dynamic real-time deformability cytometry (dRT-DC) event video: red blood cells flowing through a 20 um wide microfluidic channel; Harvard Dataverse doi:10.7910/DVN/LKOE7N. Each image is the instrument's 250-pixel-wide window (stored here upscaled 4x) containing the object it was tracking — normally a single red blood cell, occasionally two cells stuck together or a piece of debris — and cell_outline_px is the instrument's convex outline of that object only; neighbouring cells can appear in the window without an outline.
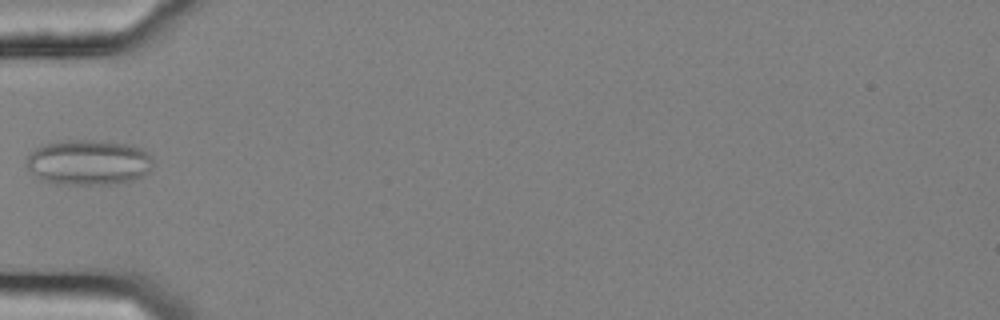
{"species": "common noctule bat (a hibernating species)", "species_latin": "Nyctalus noctula", "temperature_condition": "cold", "stored_images_in_passage": 7, "camera_frame_rate_fps": 3000, "um_per_image_px": 0.085, "animal": {"sex": "female", "body_mass_g": 25.1}, "frame": {"image": 1, "passage_image": 1, "time_ms": 0.0, "image_size_px": [1000, 320], "cell_outline_px": [[152, 164], [148, 172], [144, 176], [128, 180], [108, 184], [56, 184], [40, 180], [28, 172], [24, 164], [28, 156], [36, 148], [44, 144], [56, 140], [92, 140], [128, 144], [140, 148], [152, 156]], "centroid_in_image_um": [7.45, 13.8], "position_along_channel_um": 77.6, "area_um2": 33.7}}